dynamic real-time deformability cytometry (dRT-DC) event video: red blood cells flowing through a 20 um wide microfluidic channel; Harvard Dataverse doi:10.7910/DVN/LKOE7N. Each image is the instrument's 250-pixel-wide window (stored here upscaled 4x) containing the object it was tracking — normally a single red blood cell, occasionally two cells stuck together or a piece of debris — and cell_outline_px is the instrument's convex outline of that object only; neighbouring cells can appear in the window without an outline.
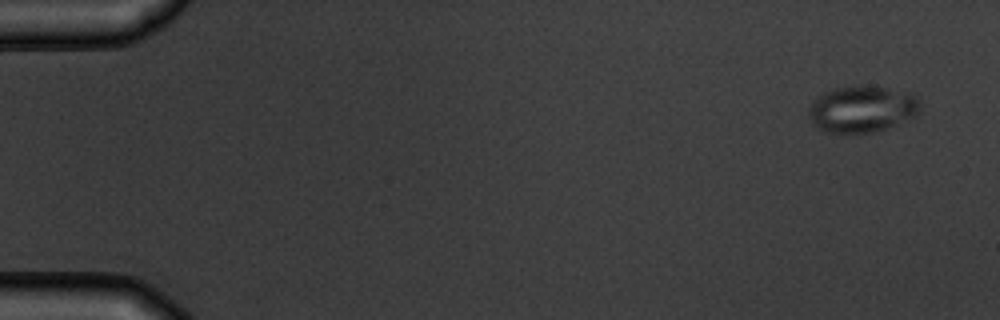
{"species": "common noctule bat (a hibernating species)", "species_latin": "Nyctalus noctula", "temperature_condition": "warm", "stored_images_in_passage": 5, "camera_frame_rate_fps": 3000, "um_per_image_px": 0.085, "animal": {"sex": "male", "body_mass_g": 19.5, "forearm_length_mm": 54.6}, "frame": {"image": 1, "passage_image": 1, "time_ms": 0.0, "image_size_px": [1000, 320], "cell_outline_px": [[920, 108], [912, 116], [876, 132], [824, 132], [812, 124], [808, 116], [808, 108], [824, 92], [836, 88], [856, 84], [888, 88], [916, 96]], "centroid_in_image_um": [73.2, 9.26], "position_along_channel_um": 11.8, "area_um2": 29.65}}